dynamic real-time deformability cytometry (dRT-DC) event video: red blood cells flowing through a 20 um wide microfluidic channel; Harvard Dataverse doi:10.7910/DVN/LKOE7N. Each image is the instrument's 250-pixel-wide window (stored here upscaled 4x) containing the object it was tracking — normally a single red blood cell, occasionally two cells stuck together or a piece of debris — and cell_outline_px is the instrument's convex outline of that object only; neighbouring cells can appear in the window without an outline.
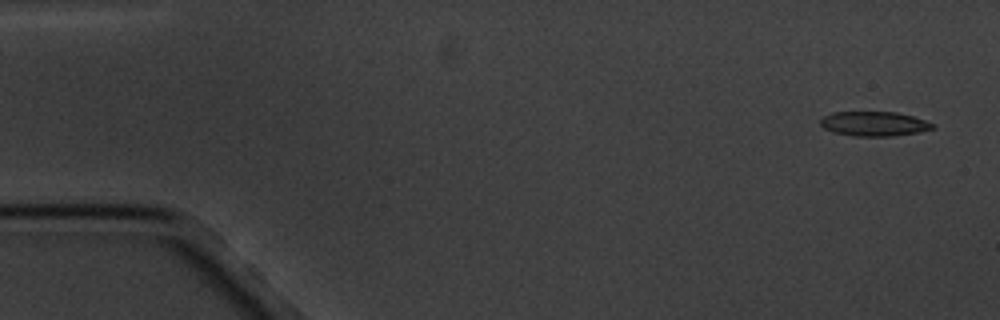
{"species": "common noctule bat (a hibernating species)", "species_latin": "Nyctalus noctula", "temperature_condition": "cold", "stored_images_in_passage": 4, "camera_frame_rate_fps": 3000, "um_per_image_px": 0.085, "animal": {"sex": "male", "body_mass_g": 20.1, "forearm_length_mm": 53.5}, "frame": {"image": 1, "passage_image": 1, "time_ms": 0.0, "image_size_px": [1000, 320], "cell_outline_px": [[936, 128], [920, 132], [892, 136], [852, 136], [836, 132], [824, 128], [820, 124], [820, 120], [824, 116], [832, 112], [896, 112], [912, 116], [924, 120], [932, 124]], "centroid_in_image_um": [74.3, 10.52], "position_along_channel_um": 10.7, "area_um2": 15.95}}
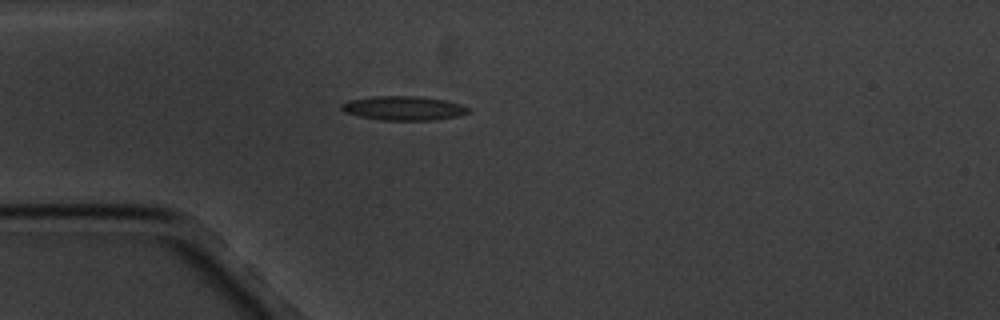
{"frame": {"image": 2, "passage_image": 4, "time_ms": 4.333, "image_size_px": [1000, 320], "cell_outline_px": [[472, 112], [460, 116], [432, 120], [380, 120], [360, 116], [344, 112], [340, 108], [340, 104], [348, 100], [372, 96], [416, 96], [444, 100], [460, 104], [468, 108]], "centroid_in_image_um": [34.29, 9.19], "position_along_channel_um": 50.7, "area_um2": 17.92}}